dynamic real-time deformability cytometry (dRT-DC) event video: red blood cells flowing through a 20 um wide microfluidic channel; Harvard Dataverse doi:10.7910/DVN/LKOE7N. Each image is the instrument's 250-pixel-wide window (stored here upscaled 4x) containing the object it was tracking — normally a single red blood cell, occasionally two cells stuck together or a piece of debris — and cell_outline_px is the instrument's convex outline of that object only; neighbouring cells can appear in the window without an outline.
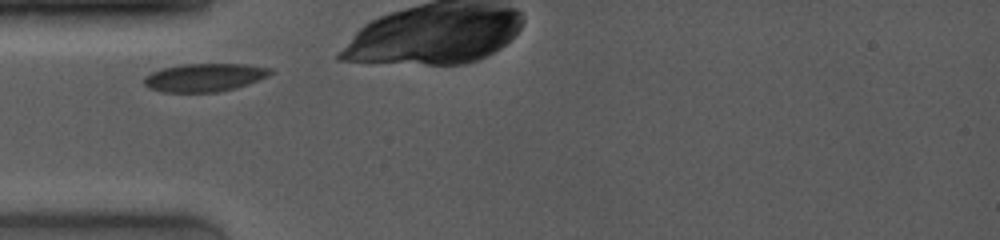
{"species": "common noctule bat (a hibernating species)", "species_latin": "Nyctalus noctula", "temperature_condition": "room temperature", "stored_images_in_passage": 7, "camera_frame_rate_fps": 4000, "um_per_image_px": 0.085, "animal": {"sex": "female", "body_mass_g": 19.0, "forearm_length_mm": 53.3}, "frame": {"image": 1, "passage_image": 1, "time_ms": 0.0, "image_size_px": [1000, 240], "cell_outline_px": [[272, 72], [268, 76], [248, 84], [236, 88], [220, 92], [164, 92], [148, 88], [144, 84], [144, 76], [160, 68], [184, 64], [244, 64], [272, 68]], "centroid_in_image_um": [17.37, 6.58], "position_along_channel_um": 67.6, "area_um2": 20.81}}